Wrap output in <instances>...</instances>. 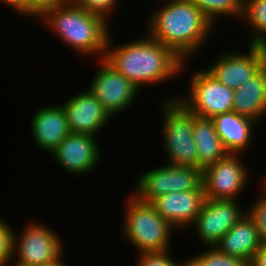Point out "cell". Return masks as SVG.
Segmentation results:
<instances>
[{
  "label": "cell",
  "mask_w": 266,
  "mask_h": 266,
  "mask_svg": "<svg viewBox=\"0 0 266 266\" xmlns=\"http://www.w3.org/2000/svg\"><path fill=\"white\" fill-rule=\"evenodd\" d=\"M112 42L109 34L104 59L139 89L145 84L166 82L185 70L187 61L148 34L116 47Z\"/></svg>",
  "instance_id": "cell-1"
},
{
  "label": "cell",
  "mask_w": 266,
  "mask_h": 266,
  "mask_svg": "<svg viewBox=\"0 0 266 266\" xmlns=\"http://www.w3.org/2000/svg\"><path fill=\"white\" fill-rule=\"evenodd\" d=\"M161 6L147 18V34L183 61L191 59L207 43L214 25L190 0H167Z\"/></svg>",
  "instance_id": "cell-2"
},
{
  "label": "cell",
  "mask_w": 266,
  "mask_h": 266,
  "mask_svg": "<svg viewBox=\"0 0 266 266\" xmlns=\"http://www.w3.org/2000/svg\"><path fill=\"white\" fill-rule=\"evenodd\" d=\"M40 18L43 25L54 31L53 34L58 35L67 47L87 57L95 55L98 59L104 58L111 32L108 27L109 21L102 15L65 0L62 4L46 11Z\"/></svg>",
  "instance_id": "cell-3"
},
{
  "label": "cell",
  "mask_w": 266,
  "mask_h": 266,
  "mask_svg": "<svg viewBox=\"0 0 266 266\" xmlns=\"http://www.w3.org/2000/svg\"><path fill=\"white\" fill-rule=\"evenodd\" d=\"M126 202L122 232L138 253L170 249L175 228L156 211L154 205L133 194Z\"/></svg>",
  "instance_id": "cell-4"
},
{
  "label": "cell",
  "mask_w": 266,
  "mask_h": 266,
  "mask_svg": "<svg viewBox=\"0 0 266 266\" xmlns=\"http://www.w3.org/2000/svg\"><path fill=\"white\" fill-rule=\"evenodd\" d=\"M160 105L162 147L168 160L165 164L197 167V149L193 138L194 114L174 96L161 100Z\"/></svg>",
  "instance_id": "cell-5"
},
{
  "label": "cell",
  "mask_w": 266,
  "mask_h": 266,
  "mask_svg": "<svg viewBox=\"0 0 266 266\" xmlns=\"http://www.w3.org/2000/svg\"><path fill=\"white\" fill-rule=\"evenodd\" d=\"M201 179L200 168L164 164L142 173L132 194L141 201L152 202L167 193L195 190Z\"/></svg>",
  "instance_id": "cell-6"
},
{
  "label": "cell",
  "mask_w": 266,
  "mask_h": 266,
  "mask_svg": "<svg viewBox=\"0 0 266 266\" xmlns=\"http://www.w3.org/2000/svg\"><path fill=\"white\" fill-rule=\"evenodd\" d=\"M189 85L186 97L177 99L194 115L213 118L233 111L234 90L220 83L206 69L193 73Z\"/></svg>",
  "instance_id": "cell-7"
},
{
  "label": "cell",
  "mask_w": 266,
  "mask_h": 266,
  "mask_svg": "<svg viewBox=\"0 0 266 266\" xmlns=\"http://www.w3.org/2000/svg\"><path fill=\"white\" fill-rule=\"evenodd\" d=\"M29 223L18 236L14 232L13 255L17 266H39L59 258L64 252V242L49 226ZM17 234V235H16ZM63 243V244H62Z\"/></svg>",
  "instance_id": "cell-8"
},
{
  "label": "cell",
  "mask_w": 266,
  "mask_h": 266,
  "mask_svg": "<svg viewBox=\"0 0 266 266\" xmlns=\"http://www.w3.org/2000/svg\"><path fill=\"white\" fill-rule=\"evenodd\" d=\"M240 155L228 153L202 169L205 199L236 200V196L241 195L243 188L248 185L250 172L239 158Z\"/></svg>",
  "instance_id": "cell-9"
},
{
  "label": "cell",
  "mask_w": 266,
  "mask_h": 266,
  "mask_svg": "<svg viewBox=\"0 0 266 266\" xmlns=\"http://www.w3.org/2000/svg\"><path fill=\"white\" fill-rule=\"evenodd\" d=\"M97 72L94 74L88 89L100 101L106 111L115 117L121 114L137 99L140 89L120 74L104 58L98 59Z\"/></svg>",
  "instance_id": "cell-10"
},
{
  "label": "cell",
  "mask_w": 266,
  "mask_h": 266,
  "mask_svg": "<svg viewBox=\"0 0 266 266\" xmlns=\"http://www.w3.org/2000/svg\"><path fill=\"white\" fill-rule=\"evenodd\" d=\"M236 200L205 199L198 216L191 226L195 227L199 241L206 247H214L246 213Z\"/></svg>",
  "instance_id": "cell-11"
},
{
  "label": "cell",
  "mask_w": 266,
  "mask_h": 266,
  "mask_svg": "<svg viewBox=\"0 0 266 266\" xmlns=\"http://www.w3.org/2000/svg\"><path fill=\"white\" fill-rule=\"evenodd\" d=\"M249 51H226L206 69L220 83L232 90L242 86L266 64V48L248 45Z\"/></svg>",
  "instance_id": "cell-12"
},
{
  "label": "cell",
  "mask_w": 266,
  "mask_h": 266,
  "mask_svg": "<svg viewBox=\"0 0 266 266\" xmlns=\"http://www.w3.org/2000/svg\"><path fill=\"white\" fill-rule=\"evenodd\" d=\"M97 140L90 134L69 133L51 154L68 174L84 175L93 172L102 157Z\"/></svg>",
  "instance_id": "cell-13"
},
{
  "label": "cell",
  "mask_w": 266,
  "mask_h": 266,
  "mask_svg": "<svg viewBox=\"0 0 266 266\" xmlns=\"http://www.w3.org/2000/svg\"><path fill=\"white\" fill-rule=\"evenodd\" d=\"M62 105L67 116L70 133L97 136V132L104 129L109 119L112 118L89 89L73 95Z\"/></svg>",
  "instance_id": "cell-14"
},
{
  "label": "cell",
  "mask_w": 266,
  "mask_h": 266,
  "mask_svg": "<svg viewBox=\"0 0 266 266\" xmlns=\"http://www.w3.org/2000/svg\"><path fill=\"white\" fill-rule=\"evenodd\" d=\"M204 201L205 193L201 183L195 190L167 193L151 203L173 228L183 229L193 224Z\"/></svg>",
  "instance_id": "cell-15"
},
{
  "label": "cell",
  "mask_w": 266,
  "mask_h": 266,
  "mask_svg": "<svg viewBox=\"0 0 266 266\" xmlns=\"http://www.w3.org/2000/svg\"><path fill=\"white\" fill-rule=\"evenodd\" d=\"M33 114L30 122L31 137L37 147L52 153L70 133L64 106H44Z\"/></svg>",
  "instance_id": "cell-16"
},
{
  "label": "cell",
  "mask_w": 266,
  "mask_h": 266,
  "mask_svg": "<svg viewBox=\"0 0 266 266\" xmlns=\"http://www.w3.org/2000/svg\"><path fill=\"white\" fill-rule=\"evenodd\" d=\"M262 244L253 220L245 213L214 247L220 253L241 258L250 263Z\"/></svg>",
  "instance_id": "cell-17"
},
{
  "label": "cell",
  "mask_w": 266,
  "mask_h": 266,
  "mask_svg": "<svg viewBox=\"0 0 266 266\" xmlns=\"http://www.w3.org/2000/svg\"><path fill=\"white\" fill-rule=\"evenodd\" d=\"M216 132L228 153L241 154L251 144L256 121L241 116L234 111L216 115L212 118Z\"/></svg>",
  "instance_id": "cell-18"
},
{
  "label": "cell",
  "mask_w": 266,
  "mask_h": 266,
  "mask_svg": "<svg viewBox=\"0 0 266 266\" xmlns=\"http://www.w3.org/2000/svg\"><path fill=\"white\" fill-rule=\"evenodd\" d=\"M232 110L257 123L266 116V64L234 91Z\"/></svg>",
  "instance_id": "cell-19"
},
{
  "label": "cell",
  "mask_w": 266,
  "mask_h": 266,
  "mask_svg": "<svg viewBox=\"0 0 266 266\" xmlns=\"http://www.w3.org/2000/svg\"><path fill=\"white\" fill-rule=\"evenodd\" d=\"M193 138L197 149V168L201 170L228 154L216 132L212 118L194 115Z\"/></svg>",
  "instance_id": "cell-20"
},
{
  "label": "cell",
  "mask_w": 266,
  "mask_h": 266,
  "mask_svg": "<svg viewBox=\"0 0 266 266\" xmlns=\"http://www.w3.org/2000/svg\"><path fill=\"white\" fill-rule=\"evenodd\" d=\"M241 19L252 29L249 45L266 47V0H244Z\"/></svg>",
  "instance_id": "cell-21"
},
{
  "label": "cell",
  "mask_w": 266,
  "mask_h": 266,
  "mask_svg": "<svg viewBox=\"0 0 266 266\" xmlns=\"http://www.w3.org/2000/svg\"><path fill=\"white\" fill-rule=\"evenodd\" d=\"M215 26L219 18L231 16L241 20L244 0H190ZM219 17V18H218ZM217 20V21H216Z\"/></svg>",
  "instance_id": "cell-22"
},
{
  "label": "cell",
  "mask_w": 266,
  "mask_h": 266,
  "mask_svg": "<svg viewBox=\"0 0 266 266\" xmlns=\"http://www.w3.org/2000/svg\"><path fill=\"white\" fill-rule=\"evenodd\" d=\"M186 266H249V263L241 258L220 253L215 247H208V250L188 258Z\"/></svg>",
  "instance_id": "cell-23"
},
{
  "label": "cell",
  "mask_w": 266,
  "mask_h": 266,
  "mask_svg": "<svg viewBox=\"0 0 266 266\" xmlns=\"http://www.w3.org/2000/svg\"><path fill=\"white\" fill-rule=\"evenodd\" d=\"M65 0H11L7 7L16 10L18 15H24L29 18L40 17L48 10L62 4Z\"/></svg>",
  "instance_id": "cell-24"
},
{
  "label": "cell",
  "mask_w": 266,
  "mask_h": 266,
  "mask_svg": "<svg viewBox=\"0 0 266 266\" xmlns=\"http://www.w3.org/2000/svg\"><path fill=\"white\" fill-rule=\"evenodd\" d=\"M262 186L264 190L259 194L258 199L256 198V201L248 206L246 213L253 220L262 243L266 244V184L263 183Z\"/></svg>",
  "instance_id": "cell-25"
},
{
  "label": "cell",
  "mask_w": 266,
  "mask_h": 266,
  "mask_svg": "<svg viewBox=\"0 0 266 266\" xmlns=\"http://www.w3.org/2000/svg\"><path fill=\"white\" fill-rule=\"evenodd\" d=\"M170 249L139 253L136 266H186V260L178 262L171 257Z\"/></svg>",
  "instance_id": "cell-26"
},
{
  "label": "cell",
  "mask_w": 266,
  "mask_h": 266,
  "mask_svg": "<svg viewBox=\"0 0 266 266\" xmlns=\"http://www.w3.org/2000/svg\"><path fill=\"white\" fill-rule=\"evenodd\" d=\"M14 230L0 219V266H7L15 261L13 259Z\"/></svg>",
  "instance_id": "cell-27"
},
{
  "label": "cell",
  "mask_w": 266,
  "mask_h": 266,
  "mask_svg": "<svg viewBox=\"0 0 266 266\" xmlns=\"http://www.w3.org/2000/svg\"><path fill=\"white\" fill-rule=\"evenodd\" d=\"M73 4L80 6L90 12L102 15L107 21L112 11L120 0H70Z\"/></svg>",
  "instance_id": "cell-28"
},
{
  "label": "cell",
  "mask_w": 266,
  "mask_h": 266,
  "mask_svg": "<svg viewBox=\"0 0 266 266\" xmlns=\"http://www.w3.org/2000/svg\"><path fill=\"white\" fill-rule=\"evenodd\" d=\"M249 266H266V244H262L255 252Z\"/></svg>",
  "instance_id": "cell-29"
},
{
  "label": "cell",
  "mask_w": 266,
  "mask_h": 266,
  "mask_svg": "<svg viewBox=\"0 0 266 266\" xmlns=\"http://www.w3.org/2000/svg\"><path fill=\"white\" fill-rule=\"evenodd\" d=\"M64 255H61L59 258H56L50 262H46L45 264H41L39 266H66V263L63 261Z\"/></svg>",
  "instance_id": "cell-30"
},
{
  "label": "cell",
  "mask_w": 266,
  "mask_h": 266,
  "mask_svg": "<svg viewBox=\"0 0 266 266\" xmlns=\"http://www.w3.org/2000/svg\"><path fill=\"white\" fill-rule=\"evenodd\" d=\"M10 1H11V0H0V2H1L2 4H5V5H7Z\"/></svg>",
  "instance_id": "cell-31"
},
{
  "label": "cell",
  "mask_w": 266,
  "mask_h": 266,
  "mask_svg": "<svg viewBox=\"0 0 266 266\" xmlns=\"http://www.w3.org/2000/svg\"><path fill=\"white\" fill-rule=\"evenodd\" d=\"M264 180H265V181H263L262 183L266 184V177H264Z\"/></svg>",
  "instance_id": "cell-32"
},
{
  "label": "cell",
  "mask_w": 266,
  "mask_h": 266,
  "mask_svg": "<svg viewBox=\"0 0 266 266\" xmlns=\"http://www.w3.org/2000/svg\"><path fill=\"white\" fill-rule=\"evenodd\" d=\"M11 264H12L13 266H17V265H15L14 263H11ZM11 264L9 263L8 265L10 266ZM8 265H7V266H8Z\"/></svg>",
  "instance_id": "cell-33"
}]
</instances>
